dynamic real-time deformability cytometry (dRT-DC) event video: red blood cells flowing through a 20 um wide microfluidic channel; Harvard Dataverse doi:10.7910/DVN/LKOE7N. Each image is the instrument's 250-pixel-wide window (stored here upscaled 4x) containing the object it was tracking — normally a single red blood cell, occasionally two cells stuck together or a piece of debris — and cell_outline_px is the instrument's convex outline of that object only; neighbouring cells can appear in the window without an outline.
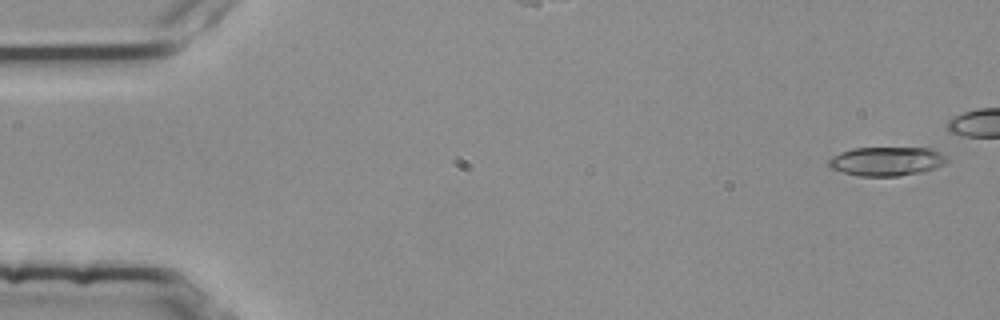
{"species": "common noctule bat (a hibernating species)", "species_latin": "Nyctalus noctula", "temperature_condition": "room temperature", "stored_images_in_passage": 4, "camera_frame_rate_fps": 3000, "um_per_image_px": 0.085, "animal": {"sex": "female", "body_mass_g": 25.1}, "frame": {"image": 1, "passage_image": 1, "time_ms": 0.0, "image_size_px": [1000, 320], "cell_outline_px": [[948, 160], [944, 164], [936, 168], [920, 172], [896, 176], [860, 176], [844, 172], [832, 168], [828, 164], [828, 160], [832, 156], [840, 152], [852, 148], [928, 148], [940, 152], [948, 156]], "centroid_in_image_um": [75.38, 13.7], "position_along_channel_um": 9.6, "area_um2": 19.88}}